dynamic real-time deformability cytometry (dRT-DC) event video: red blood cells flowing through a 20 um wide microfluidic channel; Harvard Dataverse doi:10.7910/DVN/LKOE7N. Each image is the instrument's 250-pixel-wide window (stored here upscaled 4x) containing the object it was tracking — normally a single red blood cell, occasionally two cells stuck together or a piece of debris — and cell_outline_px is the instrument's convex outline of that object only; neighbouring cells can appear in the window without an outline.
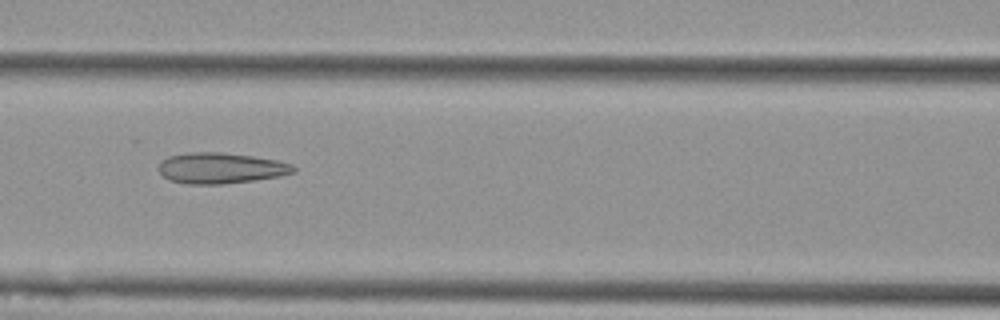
{"species": "Egyptian fruit bat (a non-hibernating species)", "species_latin": "Rousettus aegyptiacus", "temperature_condition": "cold", "stored_images_in_passage": 4, "camera_frame_rate_fps": 3000, "um_per_image_px": 0.085, "animal": {"sex": "female"}, "frame": {"image": 1, "passage_image": 3, "time_ms": 0.667, "image_size_px": [1000, 320], "cell_outline_px": [[296, 172], [280, 176], [252, 180], [220, 184], [188, 184], [168, 180], [160, 172], [160, 160], [168, 156], [192, 152], [220, 152], [252, 156], [276, 160], [292, 164], [296, 168]], "centroid_in_image_um": [18.76, 14.28], "position_along_channel_um": 147.8, "area_um2": 24.1}}
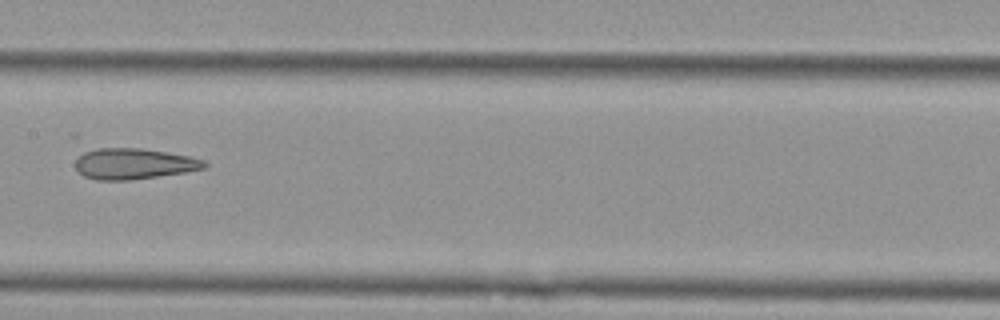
{"frame": {"image": 2, "passage_image": 4, "time_ms": 1.0, "image_size_px": [1000, 320], "cell_outline_px": [[208, 164], [204, 168], [184, 172], [128, 180], [96, 180], [84, 176], [76, 168], [76, 160], [84, 152], [96, 148], [140, 148], [188, 156], [204, 160]], "centroid_in_image_um": [11.35, 13.92], "position_along_channel_um": 196.1, "area_um2": 22.83}}